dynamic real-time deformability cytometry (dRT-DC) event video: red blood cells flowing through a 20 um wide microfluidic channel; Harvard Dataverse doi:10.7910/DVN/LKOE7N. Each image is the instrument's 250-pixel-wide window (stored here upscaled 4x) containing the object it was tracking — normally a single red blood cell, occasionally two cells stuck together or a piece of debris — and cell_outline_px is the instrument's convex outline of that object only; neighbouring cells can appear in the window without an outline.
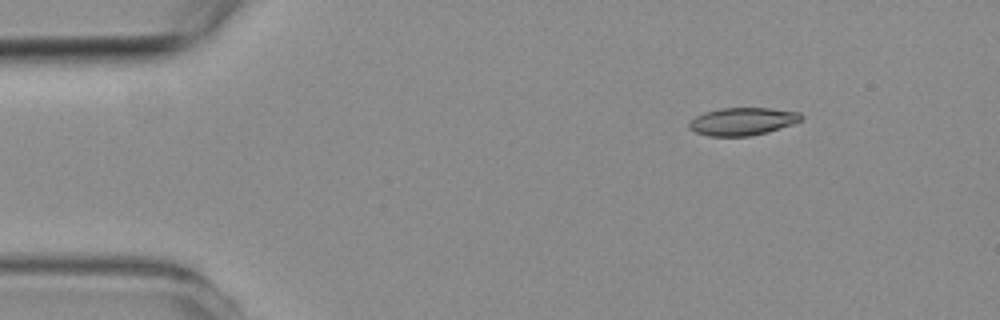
{"species": "common noctule bat (a hibernating species)", "species_latin": "Nyctalus noctula", "temperature_condition": "room temperature", "stored_images_in_passage": 2, "camera_frame_rate_fps": 3000, "um_per_image_px": 0.085, "animal": {"sex": "female", "body_mass_g": 19.3, "forearm_length_mm": 54.1}, "frame": {"image": 1, "passage_image": 1, "time_ms": 0.0, "image_size_px": [1000, 320], "cell_outline_px": [[804, 116], [800, 120], [792, 124], [768, 132], [748, 136], [708, 136], [696, 132], [688, 128], [688, 124], [696, 116], [704, 112], [720, 108], [768, 108], [800, 112]], "centroid_in_image_um": [63.1, 10.32], "position_along_channel_um": 21.9, "area_um2": 18.03}}